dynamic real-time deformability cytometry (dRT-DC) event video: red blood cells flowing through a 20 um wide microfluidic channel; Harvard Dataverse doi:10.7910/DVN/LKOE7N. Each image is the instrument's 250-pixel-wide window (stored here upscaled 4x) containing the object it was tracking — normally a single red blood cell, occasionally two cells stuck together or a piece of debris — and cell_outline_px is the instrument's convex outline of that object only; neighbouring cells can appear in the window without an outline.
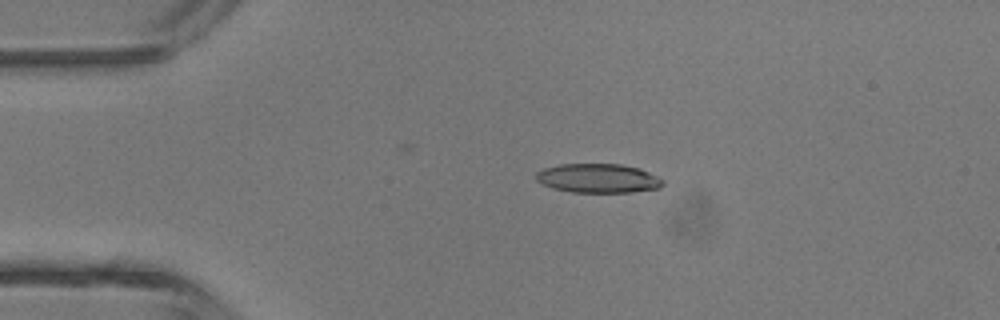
{"species": "common noctule bat (a hibernating species)", "species_latin": "Nyctalus noctula", "temperature_condition": "room temperature", "stored_images_in_passage": 3, "camera_frame_rate_fps": 3000, "um_per_image_px": 0.085, "animal": {"sex": "male", "body_mass_g": 13.3}, "frame": {"image": 1, "passage_image": 2, "time_ms": 1.333, "image_size_px": [1000, 320], "cell_outline_px": [[664, 184], [660, 188], [632, 192], [572, 192], [552, 188], [536, 180], [536, 172], [544, 168], [560, 164], [620, 164], [640, 168], [664, 180]], "centroid_in_image_um": [50.85, 15.15], "position_along_channel_um": 34.1, "area_um2": 21.5}}